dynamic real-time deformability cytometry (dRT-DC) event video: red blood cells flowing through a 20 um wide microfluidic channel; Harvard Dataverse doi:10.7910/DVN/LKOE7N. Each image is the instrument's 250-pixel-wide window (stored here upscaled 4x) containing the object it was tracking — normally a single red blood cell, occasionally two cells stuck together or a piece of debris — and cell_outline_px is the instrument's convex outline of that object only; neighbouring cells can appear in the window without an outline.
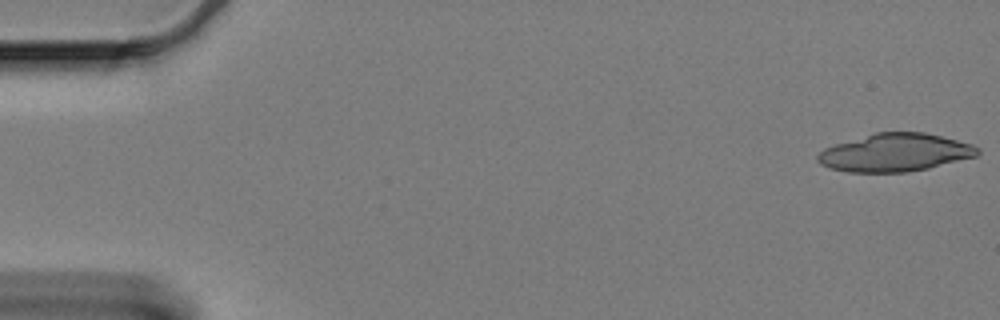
{"species": "Egyptian fruit bat (a non-hibernating species)", "species_latin": "Rousettus aegyptiacus", "temperature_condition": "cold", "stored_images_in_passage": 6, "camera_frame_rate_fps": 3000, "um_per_image_px": 0.085, "animal": {"sex": "female"}, "frame": {"image": 1, "passage_image": 1, "time_ms": 0.0, "image_size_px": [1000, 320], "cell_outline_px": [[980, 152], [976, 156], [928, 168], [908, 172], [848, 172], [828, 168], [820, 164], [816, 160], [816, 156], [824, 148], [836, 144], [876, 132], [924, 132], [972, 144], [980, 148]], "centroid_in_image_um": [76.06, 12.97], "position_along_channel_um": 8.9, "area_um2": 35.2}}